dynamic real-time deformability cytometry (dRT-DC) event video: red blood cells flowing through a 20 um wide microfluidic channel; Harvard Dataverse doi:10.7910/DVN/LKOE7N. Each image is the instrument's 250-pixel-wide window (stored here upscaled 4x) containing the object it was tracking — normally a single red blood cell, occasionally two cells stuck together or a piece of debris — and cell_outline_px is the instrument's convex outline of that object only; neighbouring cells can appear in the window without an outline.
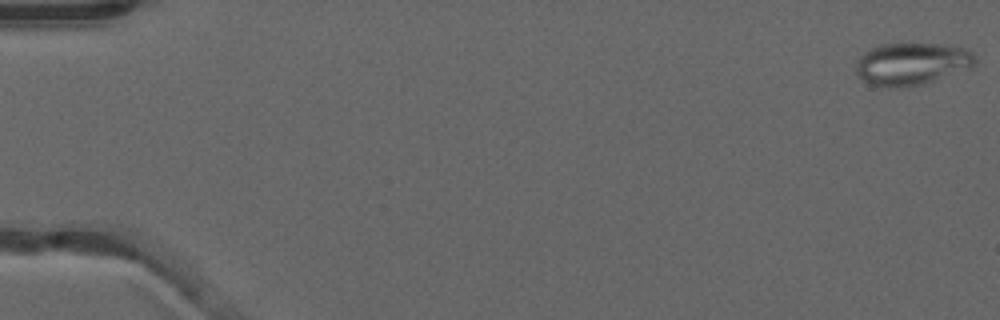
{"species": "common noctule bat (a hibernating species)", "species_latin": "Nyctalus noctula", "temperature_condition": "warm", "stored_images_in_passage": 53, "camera_frame_rate_fps": 3000, "um_per_image_px": 0.085, "animal": {"sex": "male", "forearm_length_mm": 52.5}, "frame": {"image": 1, "passage_image": 1, "time_ms": 0.0, "image_size_px": [1000, 320], "cell_outline_px": [[976, 60], [972, 68], [920, 84], [900, 88], [888, 88], [872, 84], [864, 80], [856, 72], [856, 64], [860, 56], [864, 52], [880, 44], [940, 44], [964, 48], [972, 52]], "centroid_in_image_um": [77.5, 5.42], "position_along_channel_um": 7.5, "area_um2": 29.13}}
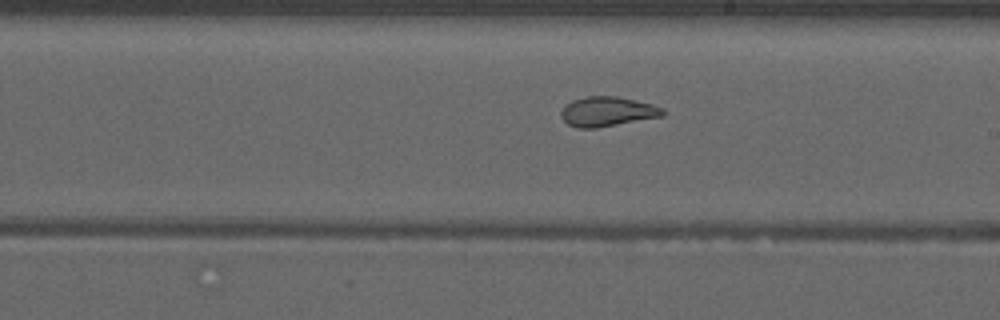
{"frame": {"image": 2, "passage_image": 31, "time_ms": 10.0, "image_size_px": [1000, 320], "cell_outline_px": [[664, 116], [596, 128], [576, 128], [568, 124], [560, 116], [560, 112], [572, 100], [588, 96], [616, 96], [652, 104], [664, 108]], "centroid_in_image_um": [51.63, 9.49], "position_along_channel_um": 237.4, "area_um2": 17.51}}
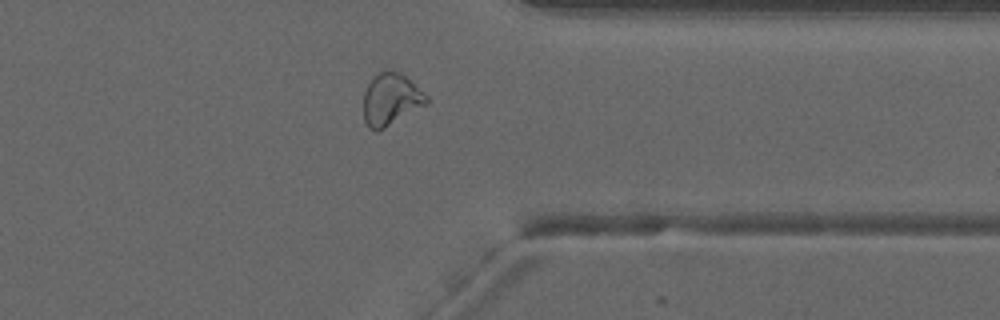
{"frame": {"image": 3, "passage_image": 42, "time_ms": 13.667, "image_size_px": [1000, 320], "cell_outline_px": [[428, 100], [424, 104], [384, 128], [376, 132], [368, 128], [364, 120], [364, 92], [372, 76], [388, 68], [400, 72], [424, 92], [428, 96]], "centroid_in_image_um": [33.18, 8.41], "position_along_channel_um": 378.2, "area_um2": 18.9}, "authors_computed_cell_mechanics": {"area_um2": 21.5594, "velocity_mm_per_s": 3.9571, "shape_relaxation_time_tau1_ms": null, "shape_relaxation_time_tau2_ms": 1.4967, "deformation_change_tau1": null, "deformation_change_tau2": 0.0896}}